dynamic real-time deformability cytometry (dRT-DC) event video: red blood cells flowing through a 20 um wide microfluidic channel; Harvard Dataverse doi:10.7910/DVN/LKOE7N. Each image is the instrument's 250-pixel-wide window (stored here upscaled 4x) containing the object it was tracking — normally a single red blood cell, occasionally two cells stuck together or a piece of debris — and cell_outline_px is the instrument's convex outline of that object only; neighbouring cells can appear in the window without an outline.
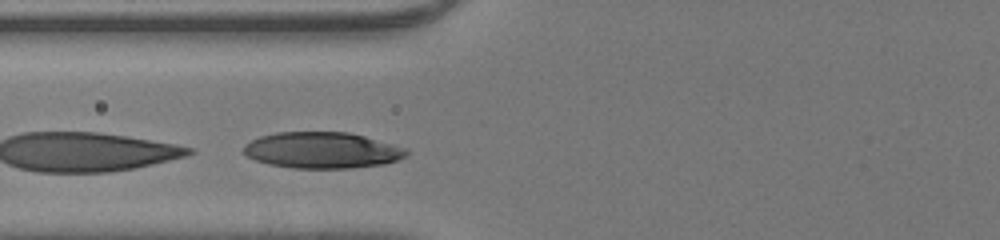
{"species": "human", "species_latin": "Homo sapiens", "temperature_condition": "room temperature", "stored_images_in_passage": 30, "camera_frame_rate_fps": 3000, "um_per_image_px": 0.085, "donor": {"sex": "male"}, "frame": {"image": 1, "passage_image": 8, "time_ms": 2.333, "image_size_px": [1000, 240], "cell_outline_px": [[408, 156], [400, 160], [384, 164], [352, 168], [292, 168], [268, 164], [256, 160], [248, 156], [244, 152], [244, 144], [260, 136], [276, 132], [348, 132], [364, 136], [408, 148]], "centroid_in_image_um": [27.42, 12.77], "position_along_channel_um": 98.4, "area_um2": 34.51}}
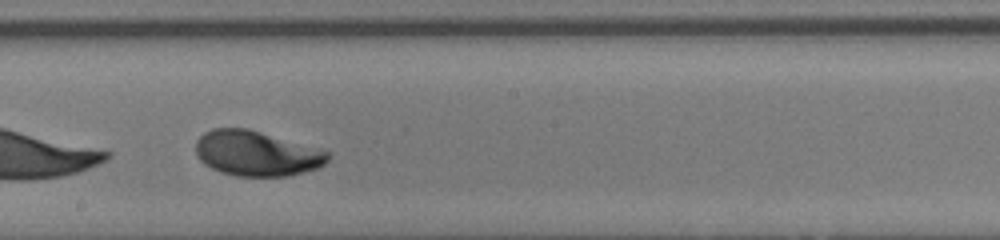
{"frame": {"image": 2, "passage_image": 17, "time_ms": 5.333, "image_size_px": [1000, 240], "cell_outline_px": [[332, 156], [324, 164], [316, 168], [288, 176], [236, 176], [220, 172], [204, 164], [200, 160], [196, 152], [196, 140], [204, 132], [212, 128], [248, 128], [320, 148], [332, 152]], "centroid_in_image_um": [21.82, 13.03], "position_along_channel_um": 226.4, "area_um2": 35.03}}
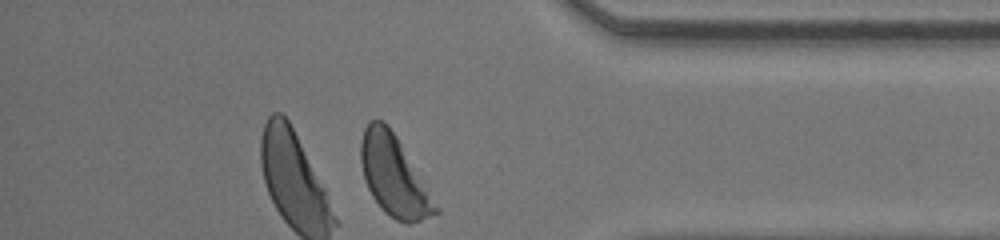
{"frame": {"image": 3, "passage_image": 30, "time_ms": 9.667, "image_size_px": [1000, 240], "cell_outline_px": [[440, 212], [420, 220], [408, 224], [396, 220], [384, 212], [380, 208], [372, 196], [364, 180], [360, 160], [360, 144], [364, 128], [368, 120], [384, 120], [388, 124], [396, 136], [440, 208]], "centroid_in_image_um": [33.46, 14.94], "position_along_channel_um": 401.7, "area_um2": 34.85}, "authors_computed_cell_mechanics": {"area_um2": 34.9979, "velocity_mm_per_s": 4.2744, "shape_relaxation_time_tau1_ms": 1.5697, "shape_relaxation_time_tau2_ms": 0.6691, "deformation_change_tau1": 0.121, "deformation_change_tau2": 0.0329}}